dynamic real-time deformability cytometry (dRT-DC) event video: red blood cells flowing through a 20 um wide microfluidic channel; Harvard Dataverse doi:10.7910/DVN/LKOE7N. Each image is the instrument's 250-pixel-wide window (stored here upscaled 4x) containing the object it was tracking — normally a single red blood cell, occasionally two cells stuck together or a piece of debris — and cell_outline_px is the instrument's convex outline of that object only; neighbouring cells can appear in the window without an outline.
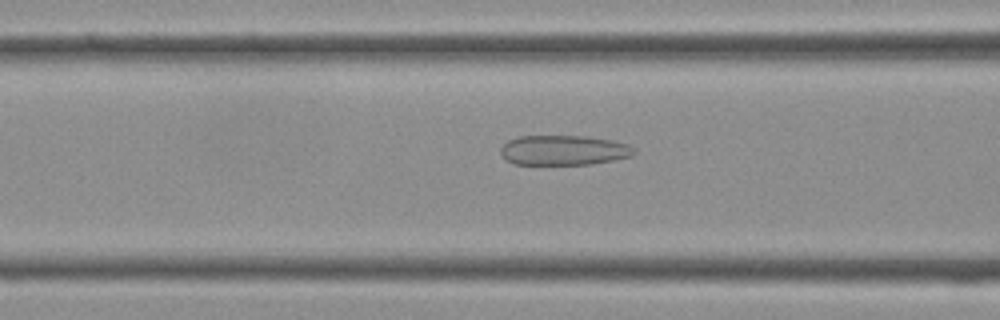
{"species": "Egyptian fruit bat (a non-hibernating species)", "species_latin": "Rousettus aegyptiacus", "temperature_condition": "cold", "stored_images_in_passage": 36, "camera_frame_rate_fps": 3000, "um_per_image_px": 0.085, "frame": {"image": 1, "passage_image": 12, "time_ms": 3.667, "image_size_px": [1000, 320], "cell_outline_px": [[636, 152], [632, 156], [592, 164], [512, 164], [500, 152], [500, 148], [508, 140], [520, 136], [584, 136], [612, 140], [628, 144]], "centroid_in_image_um": [47.91, 12.76], "position_along_channel_um": 118.7, "area_um2": 23.12}}
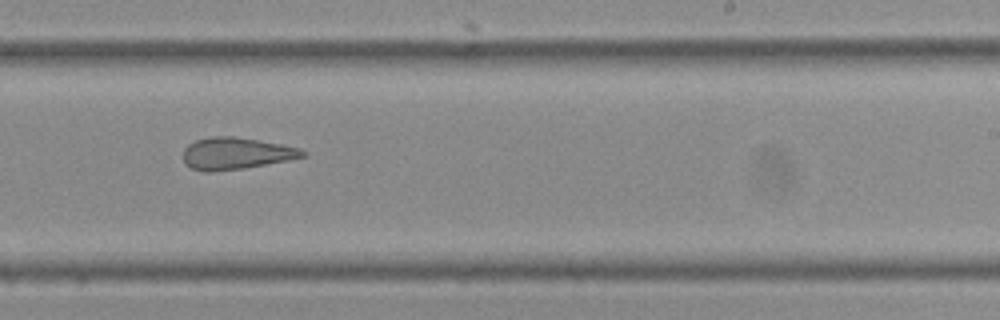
{"frame": {"image": 2, "passage_image": 21, "time_ms": 6.667, "image_size_px": [1000, 320], "cell_outline_px": [[308, 152], [304, 156], [288, 160], [244, 168], [212, 172], [204, 172], [192, 168], [184, 164], [184, 148], [188, 144], [196, 140], [212, 136], [236, 136], [280, 144], [300, 148]], "centroid_in_image_um": [20.04, 13.04], "position_along_channel_um": 269.0, "area_um2": 22.2}}
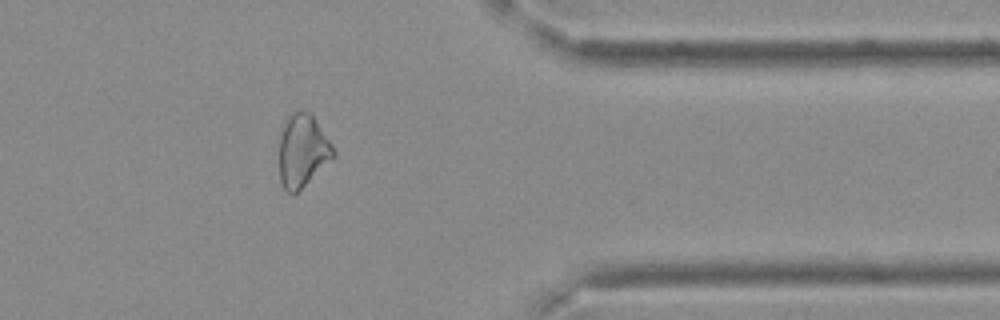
{"frame": {"image": 3, "passage_image": 29, "time_ms": 9.333, "image_size_px": [1000, 320], "cell_outline_px": [[336, 156], [332, 160], [292, 196], [284, 188], [280, 180], [280, 132], [284, 120], [292, 112], [312, 112], [336, 152]], "centroid_in_image_um": [25.72, 12.79], "position_along_channel_um": 385.7, "area_um2": 23.0}}